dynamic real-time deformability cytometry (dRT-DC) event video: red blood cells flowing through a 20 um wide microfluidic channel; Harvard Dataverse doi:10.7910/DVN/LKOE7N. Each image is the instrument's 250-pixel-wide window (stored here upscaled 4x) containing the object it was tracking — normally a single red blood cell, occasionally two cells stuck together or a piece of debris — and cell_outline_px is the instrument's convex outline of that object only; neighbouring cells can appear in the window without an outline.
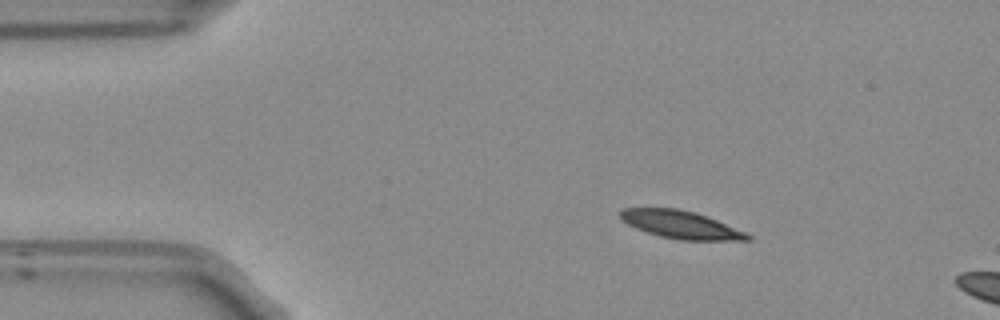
{"species": "Egyptian fruit bat (a non-hibernating species)", "species_latin": "Rousettus aegyptiacus", "temperature_condition": "room temperature", "stored_images_in_passage": 13, "camera_frame_rate_fps": 3000, "um_per_image_px": 0.085, "frame": {"image": 1, "passage_image": 8, "time_ms": 2.333, "image_size_px": [1000, 320], "cell_outline_px": [[752, 240], [680, 240], [660, 236], [636, 228], [620, 220], [620, 212], [624, 208], [676, 208], [696, 212], [708, 216], [744, 232], [752, 236]], "centroid_in_image_um": [57.86, 19.09], "position_along_channel_um": 27.1, "area_um2": 20.46}}